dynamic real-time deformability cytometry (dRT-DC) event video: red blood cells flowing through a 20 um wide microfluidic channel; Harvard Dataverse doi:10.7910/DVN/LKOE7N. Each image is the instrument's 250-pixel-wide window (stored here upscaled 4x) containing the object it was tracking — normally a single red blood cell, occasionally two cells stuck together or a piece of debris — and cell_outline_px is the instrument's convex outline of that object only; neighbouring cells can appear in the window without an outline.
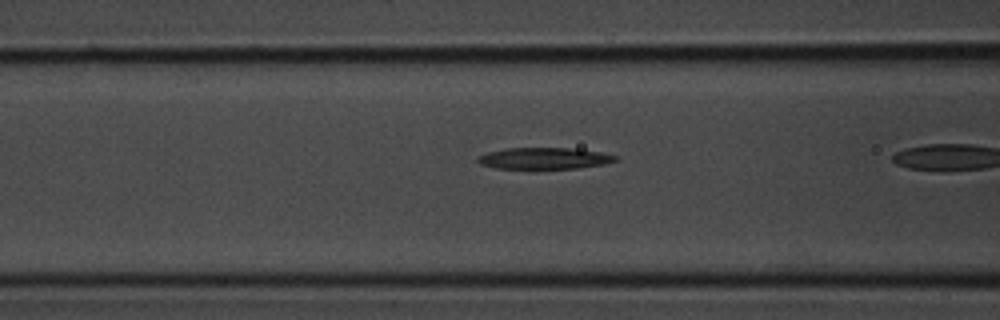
{"species": "common noctule bat (a hibernating species)", "species_latin": "Nyctalus noctula", "temperature_condition": "room temperature", "stored_images_in_passage": 5, "camera_frame_rate_fps": 3000, "um_per_image_px": 0.085, "animal": {"sex": "male", "body_mass_g": 20.1, "forearm_length_mm": 53.5}, "frame": {"image": 1, "passage_image": 5, "time_ms": 1.333, "image_size_px": [1000, 320], "cell_outline_px": [[616, 160], [604, 164], [576, 168], [496, 168], [480, 164], [476, 160], [476, 156], [488, 152], [504, 148], [568, 148], [600, 152], [616, 156]], "centroid_in_image_um": [46.18, 13.45], "position_along_channel_um": 120.4, "area_um2": 16.99}}